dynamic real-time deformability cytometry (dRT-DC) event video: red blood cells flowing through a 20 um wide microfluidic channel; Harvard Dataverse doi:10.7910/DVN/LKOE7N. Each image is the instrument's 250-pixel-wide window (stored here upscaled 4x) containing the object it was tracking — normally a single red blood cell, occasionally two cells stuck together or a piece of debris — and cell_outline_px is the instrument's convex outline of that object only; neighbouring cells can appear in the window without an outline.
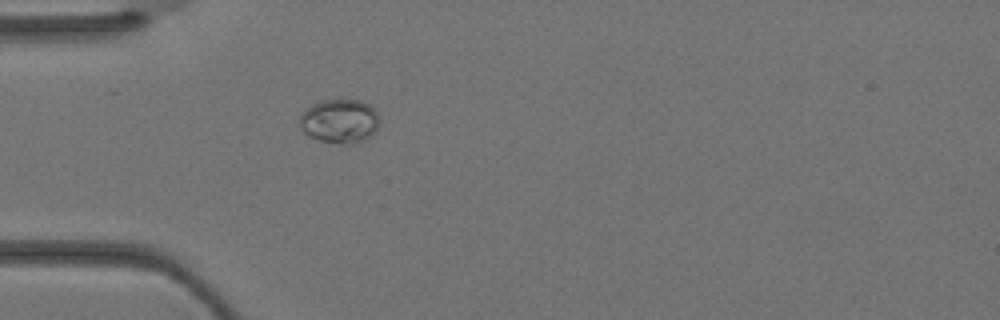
{"species": "Egyptian fruit bat (a non-hibernating species)", "species_latin": "Rousettus aegyptiacus", "temperature_condition": "warm", "stored_images_in_passage": 1, "camera_frame_rate_fps": 3000, "um_per_image_px": 0.085, "animal": {"sex": "female"}, "frame": {"image": 1, "passage_image": 1, "time_ms": 0.0, "image_size_px": [1000, 320], "cell_outline_px": [[380, 120], [376, 132], [360, 140], [344, 144], [340, 144], [320, 140], [304, 132], [300, 128], [300, 116], [312, 104], [324, 100], [360, 100], [368, 104], [376, 112]], "centroid_in_image_um": [28.88, 10.28], "position_along_channel_um": 56.1, "area_um2": 20.06}}